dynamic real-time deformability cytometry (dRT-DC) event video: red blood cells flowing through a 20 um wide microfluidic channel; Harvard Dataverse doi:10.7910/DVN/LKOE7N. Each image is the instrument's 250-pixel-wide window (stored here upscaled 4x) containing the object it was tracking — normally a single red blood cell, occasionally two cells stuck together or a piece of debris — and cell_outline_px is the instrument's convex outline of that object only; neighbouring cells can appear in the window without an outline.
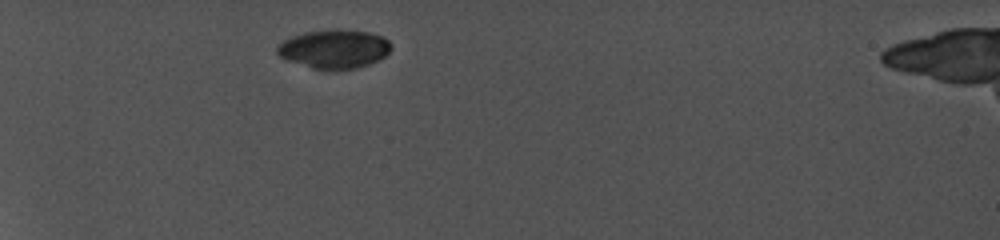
{"species": "common noctule bat (a hibernating species)", "species_latin": "Nyctalus noctula", "temperature_condition": "cold", "stored_images_in_passage": 15, "camera_frame_rate_fps": 5000, "um_per_image_px": 0.085, "animal": {"sex": "female", "body_mass_g": 19.0, "forearm_length_mm": 56.7}, "frame": {"image": 1, "passage_image": 1, "time_ms": 0.0, "image_size_px": [1000, 240], "cell_outline_px": [[392, 48], [380, 60], [356, 68], [332, 72], [312, 68], [284, 60], [276, 52], [276, 48], [284, 40], [292, 36], [304, 32], [336, 28], [368, 32], [384, 36], [392, 44]], "centroid_in_image_um": [28.41, 4.18], "position_along_channel_um": 56.6, "area_um2": 26.41}}
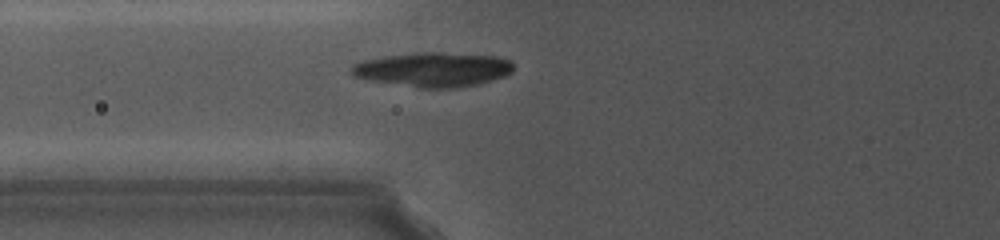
{"frame": {"image": 2, "passage_image": 15, "time_ms": 2.0, "image_size_px": [1000, 240], "cell_outline_px": [[512, 72], [504, 76], [476, 84], [452, 88], [424, 88], [372, 80], [356, 76], [348, 72], [348, 68], [352, 64], [364, 60], [384, 56], [416, 52], [440, 52], [500, 56], [508, 60], [512, 64]], "centroid_in_image_um": [36.79, 5.89], "position_along_channel_um": 89.0, "area_um2": 32.31}}